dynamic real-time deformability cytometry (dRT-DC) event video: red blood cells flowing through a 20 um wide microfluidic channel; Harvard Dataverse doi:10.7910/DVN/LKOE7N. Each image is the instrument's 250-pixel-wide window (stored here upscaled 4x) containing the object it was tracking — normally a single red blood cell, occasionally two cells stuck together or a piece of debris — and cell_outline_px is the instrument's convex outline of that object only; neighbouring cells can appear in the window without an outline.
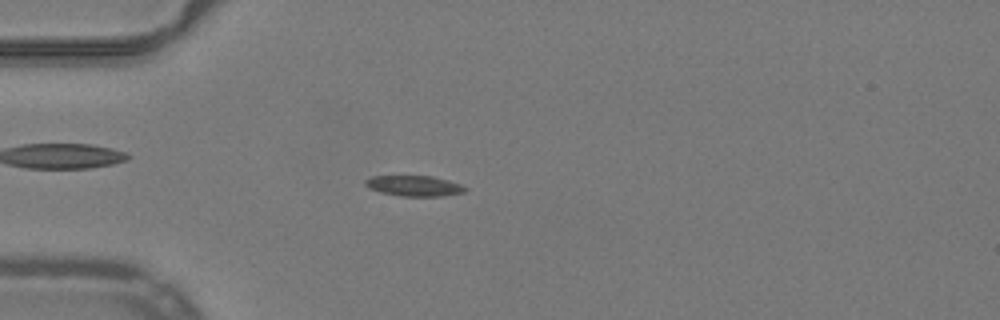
{"species": "common noctule bat (a hibernating species)", "species_latin": "Nyctalus noctula", "temperature_condition": "warm", "stored_images_in_passage": 53, "camera_frame_rate_fps": 3000, "um_per_image_px": 0.085, "animal": {"sex": "male", "body_mass_g": 19.2, "forearm_length_mm": 51.8}, "frame": {"image": 1, "passage_image": 15, "time_ms": 4.667, "image_size_px": [1000, 320], "cell_outline_px": [[468, 188], [464, 192], [440, 196], [400, 196], [380, 192], [368, 188], [364, 184], [364, 180], [372, 176], [432, 176], [448, 180], [460, 184]], "centroid_in_image_um": [35.18, 15.79], "position_along_channel_um": 49.8, "area_um2": 11.96}}
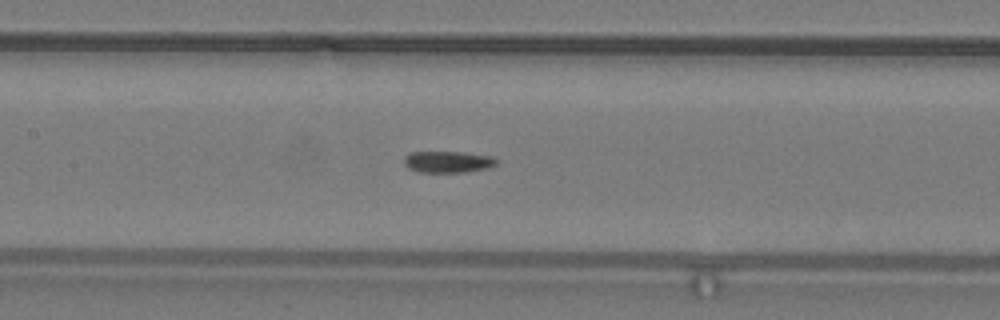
{"frame": {"image": 2, "passage_image": 25, "time_ms": 8.0, "image_size_px": [1000, 320], "cell_outline_px": [[496, 164], [488, 168], [464, 172], [420, 172], [408, 168], [404, 164], [404, 156], [408, 152], [464, 152], [492, 156], [496, 160]], "centroid_in_image_um": [38.04, 13.75], "position_along_channel_um": 169.4, "area_um2": 11.62}}
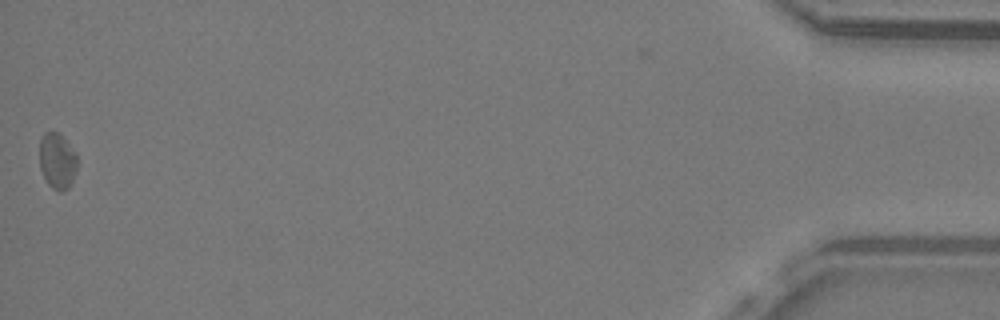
{"frame": {"image": 3, "passage_image": 52, "time_ms": 17.0, "image_size_px": [1000, 320], "cell_outline_px": [[76, 168], [72, 180], [68, 188], [60, 192], [52, 188], [48, 184], [40, 168], [40, 136], [44, 132], [60, 132], [76, 152]], "centroid_in_image_um": [4.86, 13.64], "position_along_channel_um": 430.3, "area_um2": 12.31}, "authors_computed_cell_mechanics": {"area_um2": 11.9068, "velocity_mm_per_s": 3.9853, "shape_relaxation_time_tau1_ms": null, "shape_relaxation_time_tau2_ms": 4.5556, "deformation_change_tau1": null, "deformation_change_tau2": 0.0831}}